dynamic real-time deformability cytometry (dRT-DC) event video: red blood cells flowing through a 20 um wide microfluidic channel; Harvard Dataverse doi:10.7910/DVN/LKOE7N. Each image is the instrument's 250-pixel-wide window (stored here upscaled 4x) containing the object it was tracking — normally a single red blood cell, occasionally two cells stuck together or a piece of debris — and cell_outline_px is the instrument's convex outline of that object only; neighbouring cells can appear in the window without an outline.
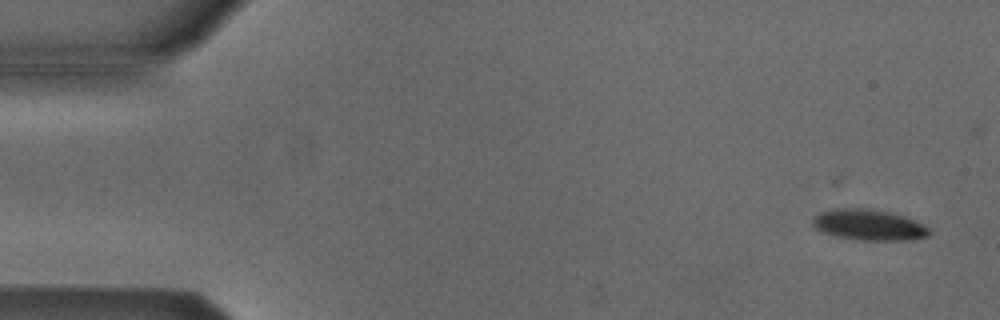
{"species": "Egyptian fruit bat (a non-hibernating species)", "species_latin": "Rousettus aegyptiacus", "temperature_condition": "cold", "stored_images_in_passage": 39, "camera_frame_rate_fps": 3000, "um_per_image_px": 0.085, "animal": {"sex": "male"}, "frame": {"image": 1, "passage_image": 3, "time_ms": 0.667, "image_size_px": [1000, 320], "cell_outline_px": [[932, 232], [928, 236], [908, 240], [860, 240], [836, 236], [820, 232], [812, 224], [812, 220], [820, 212], [832, 208], [872, 208], [896, 212], [916, 220], [924, 224]], "centroid_in_image_um": [73.88, 19.09], "position_along_channel_um": 11.1, "area_um2": 21.44}}
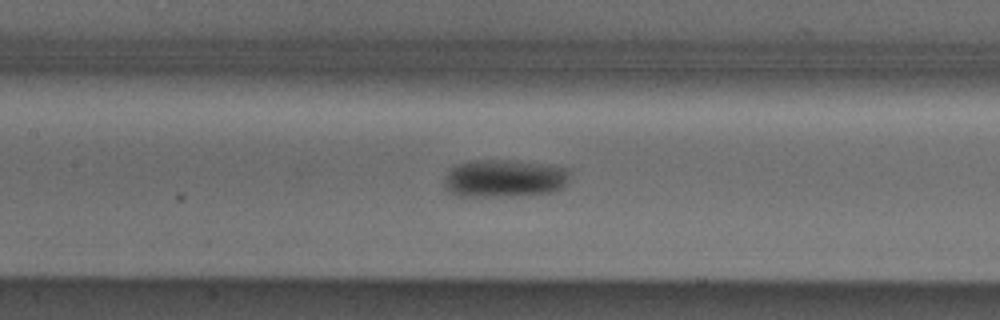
{"frame": {"image": 2, "passage_image": 25, "time_ms": 8.0, "image_size_px": [1000, 320], "cell_outline_px": [[568, 172], [564, 188], [552, 192], [512, 196], [456, 196], [444, 188], [444, 180], [448, 172], [456, 164], [476, 160], [500, 160], [540, 164], [564, 168]], "centroid_in_image_um": [42.8, 15.18], "position_along_channel_um": 164.6, "area_um2": 27.22}}
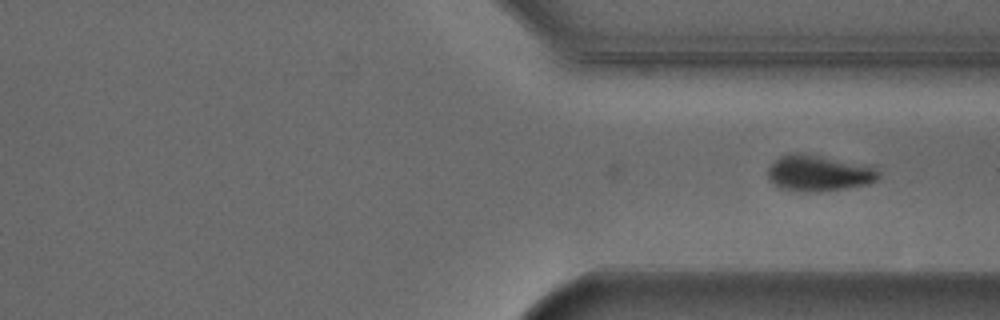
{"frame": {"image": 3, "passage_image": 39, "time_ms": 12.667, "image_size_px": [1000, 320], "cell_outline_px": [[880, 176], [876, 180], [868, 184], [844, 188], [812, 192], [808, 192], [784, 188], [768, 180], [768, 168], [780, 156], [788, 152], [800, 152], [876, 164], [880, 172]], "centroid_in_image_um": [69.7, 14.66], "position_along_channel_um": 341.7, "area_um2": 23.87}}